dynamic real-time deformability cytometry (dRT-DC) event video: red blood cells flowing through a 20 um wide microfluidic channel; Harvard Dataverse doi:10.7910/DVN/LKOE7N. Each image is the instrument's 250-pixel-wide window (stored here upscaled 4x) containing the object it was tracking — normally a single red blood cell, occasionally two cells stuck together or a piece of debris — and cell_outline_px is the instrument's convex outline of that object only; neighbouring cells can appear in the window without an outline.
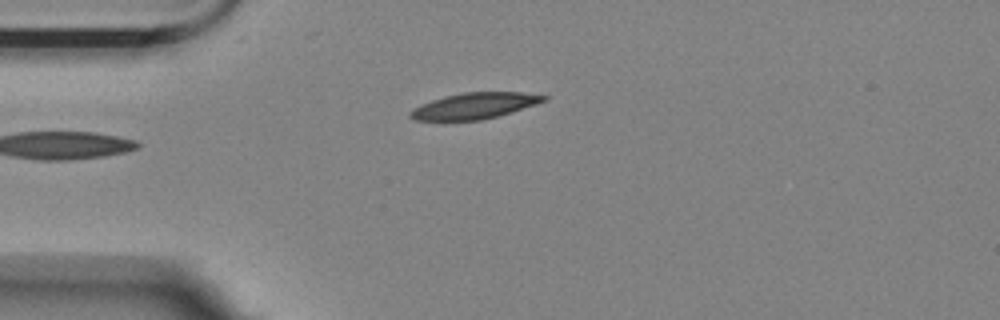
{"species": "Egyptian fruit bat (a non-hibernating species)", "species_latin": "Rousettus aegyptiacus", "temperature_condition": "room temperature", "stored_images_in_passage": 2, "camera_frame_rate_fps": 3000, "um_per_image_px": 0.085, "animal": {"sex": "female"}, "frame": {"image": 1, "passage_image": 2, "time_ms": 0.333, "image_size_px": [1000, 320], "cell_outline_px": [[548, 100], [512, 112], [480, 120], [416, 120], [408, 116], [408, 112], [412, 108], [420, 104], [444, 96], [464, 92], [520, 92], [548, 96]], "centroid_in_image_um": [40.31, 8.99], "position_along_channel_um": 44.7, "area_um2": 20.23}}